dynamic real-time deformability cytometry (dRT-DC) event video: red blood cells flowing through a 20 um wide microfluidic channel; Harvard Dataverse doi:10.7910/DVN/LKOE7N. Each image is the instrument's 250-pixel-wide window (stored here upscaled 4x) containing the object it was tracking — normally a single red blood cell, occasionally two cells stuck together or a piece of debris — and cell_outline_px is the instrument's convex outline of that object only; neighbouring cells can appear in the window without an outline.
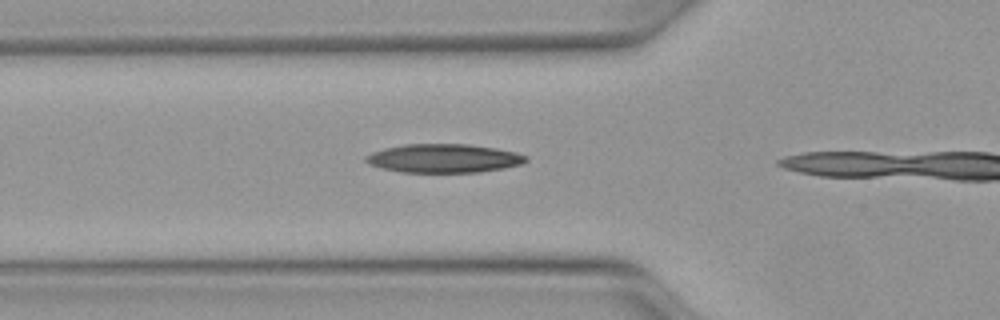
{"species": "Egyptian fruit bat (a non-hibernating species)", "species_latin": "Rousettus aegyptiacus", "temperature_condition": "warm", "stored_images_in_passage": 7, "camera_frame_rate_fps": 3000, "um_per_image_px": 0.085, "animal": {"sex": "female"}, "frame": {"image": 1, "passage_image": 3, "time_ms": 0.667, "image_size_px": [1000, 320], "cell_outline_px": [[528, 160], [524, 164], [504, 168], [480, 172], [400, 172], [380, 168], [368, 164], [364, 160], [364, 156], [372, 152], [384, 148], [404, 144], [468, 144], [496, 148], [516, 152], [528, 156]], "centroid_in_image_um": [37.72, 13.46], "position_along_channel_um": 88.1, "area_um2": 27.05}}
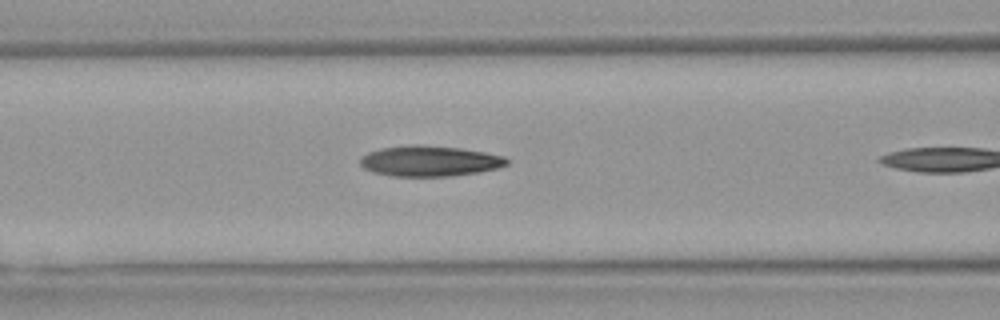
{"frame": {"image": 2, "passage_image": 6, "time_ms": 1.667, "image_size_px": [1000, 320], "cell_outline_px": [[508, 164], [500, 168], [452, 176], [392, 176], [372, 172], [364, 168], [360, 164], [360, 160], [368, 152], [380, 148], [412, 144], [420, 144], [460, 148], [484, 152], [504, 156], [508, 160]], "centroid_in_image_um": [36.52, 13.68], "position_along_channel_um": 130.1, "area_um2": 26.18}}